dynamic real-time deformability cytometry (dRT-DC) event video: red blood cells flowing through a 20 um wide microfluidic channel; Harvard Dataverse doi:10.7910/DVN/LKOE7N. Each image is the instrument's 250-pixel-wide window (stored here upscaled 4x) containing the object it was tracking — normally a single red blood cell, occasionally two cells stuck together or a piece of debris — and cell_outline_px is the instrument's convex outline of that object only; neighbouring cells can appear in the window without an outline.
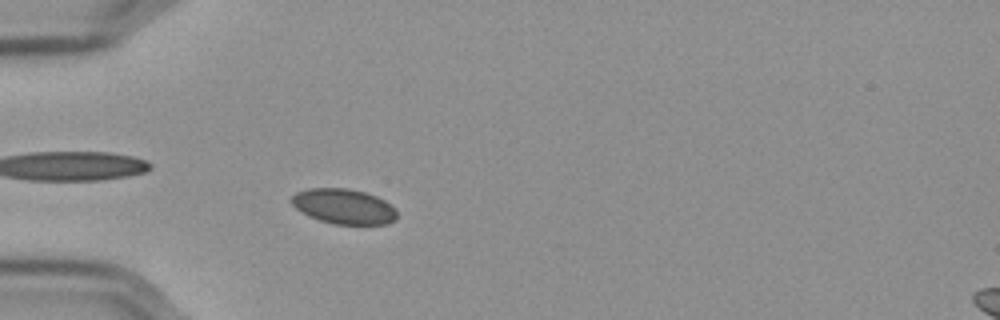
{"species": "Egyptian fruit bat (a non-hibernating species)", "species_latin": "Rousettus aegyptiacus", "temperature_condition": "cold", "stored_images_in_passage": 41, "camera_frame_rate_fps": 3000, "um_per_image_px": 0.085, "frame": {"image": 1, "passage_image": 1, "time_ms": 0.0, "image_size_px": [1000, 320], "cell_outline_px": [[396, 220], [388, 224], [332, 224], [308, 216], [300, 212], [292, 204], [292, 196], [296, 192], [308, 188], [348, 188], [364, 192], [376, 196], [384, 200], [396, 208]], "centroid_in_image_um": [29.22, 17.55], "position_along_channel_um": 55.8, "area_um2": 21.68}}
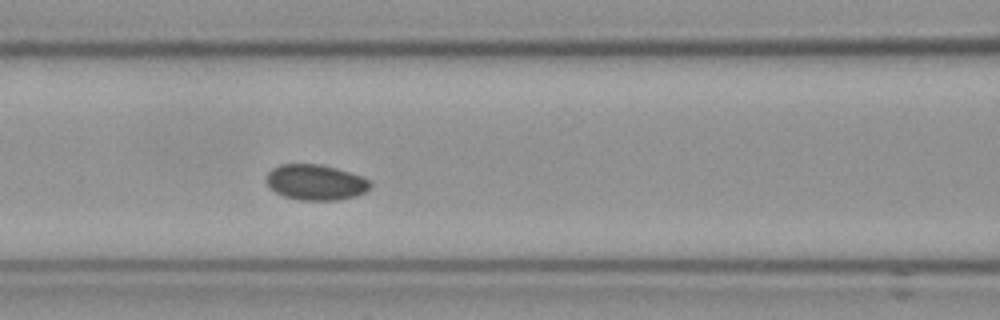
{"frame": {"image": 2, "passage_image": 9, "time_ms": 2.667, "image_size_px": [1000, 320], "cell_outline_px": [[372, 184], [364, 192], [356, 196], [336, 200], [300, 200], [284, 196], [276, 192], [264, 180], [268, 172], [272, 168], [280, 164], [320, 164], [336, 168], [360, 176], [368, 180]], "centroid_in_image_um": [26.79, 15.49], "position_along_channel_um": 139.8, "area_um2": 21.39}}
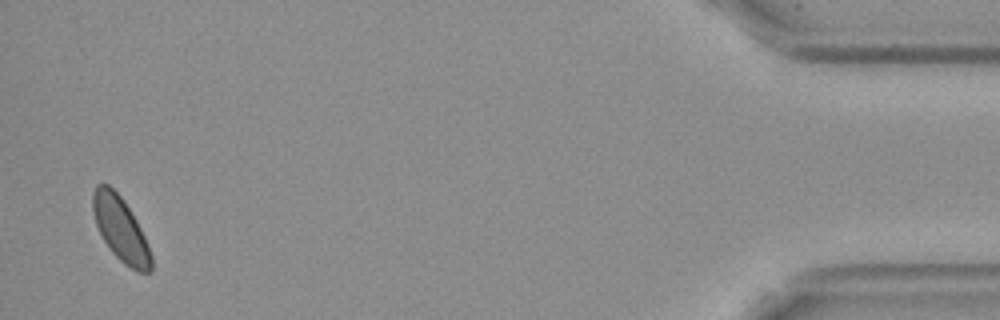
{"frame": {"image": 3, "passage_image": 40, "time_ms": 13.0, "image_size_px": [1000, 320], "cell_outline_px": [[152, 272], [136, 272], [124, 264], [112, 252], [104, 240], [96, 224], [92, 208], [92, 192], [96, 184], [108, 184], [124, 200], [136, 220], [144, 236], [152, 256]], "centroid_in_image_um": [10.25, 19.48], "position_along_channel_um": 425.0, "area_um2": 21.73}}